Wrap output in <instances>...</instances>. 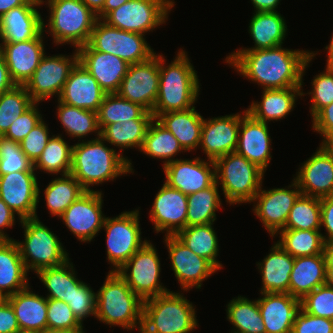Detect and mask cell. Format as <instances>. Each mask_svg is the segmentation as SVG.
<instances>
[{
	"label": "cell",
	"mask_w": 333,
	"mask_h": 333,
	"mask_svg": "<svg viewBox=\"0 0 333 333\" xmlns=\"http://www.w3.org/2000/svg\"><path fill=\"white\" fill-rule=\"evenodd\" d=\"M285 49L282 45L259 50L233 51L225 62L263 89L302 87L303 75L318 53Z\"/></svg>",
	"instance_id": "6da1fadb"
},
{
	"label": "cell",
	"mask_w": 333,
	"mask_h": 333,
	"mask_svg": "<svg viewBox=\"0 0 333 333\" xmlns=\"http://www.w3.org/2000/svg\"><path fill=\"white\" fill-rule=\"evenodd\" d=\"M105 143L100 136L73 145L70 174L86 191L93 190L90 189L92 185L114 181L134 172L131 160Z\"/></svg>",
	"instance_id": "7a4b0ae2"
},
{
	"label": "cell",
	"mask_w": 333,
	"mask_h": 333,
	"mask_svg": "<svg viewBox=\"0 0 333 333\" xmlns=\"http://www.w3.org/2000/svg\"><path fill=\"white\" fill-rule=\"evenodd\" d=\"M165 61L159 54V91L151 112L155 119L169 111L195 107L200 91L198 75L185 50L180 49L169 65Z\"/></svg>",
	"instance_id": "3957f363"
},
{
	"label": "cell",
	"mask_w": 333,
	"mask_h": 333,
	"mask_svg": "<svg viewBox=\"0 0 333 333\" xmlns=\"http://www.w3.org/2000/svg\"><path fill=\"white\" fill-rule=\"evenodd\" d=\"M142 314L143 300L116 271H109L96 292L95 318L110 327L118 326L127 331L137 328L140 332Z\"/></svg>",
	"instance_id": "277c9868"
},
{
	"label": "cell",
	"mask_w": 333,
	"mask_h": 333,
	"mask_svg": "<svg viewBox=\"0 0 333 333\" xmlns=\"http://www.w3.org/2000/svg\"><path fill=\"white\" fill-rule=\"evenodd\" d=\"M196 317L183 293L169 291L143 301L140 333H190L199 325Z\"/></svg>",
	"instance_id": "5b68a950"
},
{
	"label": "cell",
	"mask_w": 333,
	"mask_h": 333,
	"mask_svg": "<svg viewBox=\"0 0 333 333\" xmlns=\"http://www.w3.org/2000/svg\"><path fill=\"white\" fill-rule=\"evenodd\" d=\"M49 7L47 26L55 45L71 44L78 49L88 44L91 32L97 21L95 15L82 0H40Z\"/></svg>",
	"instance_id": "8992f818"
},
{
	"label": "cell",
	"mask_w": 333,
	"mask_h": 333,
	"mask_svg": "<svg viewBox=\"0 0 333 333\" xmlns=\"http://www.w3.org/2000/svg\"><path fill=\"white\" fill-rule=\"evenodd\" d=\"M214 163L216 182L226 202L230 205L251 203L262 187L265 171L237 152L223 155Z\"/></svg>",
	"instance_id": "52a82bcc"
},
{
	"label": "cell",
	"mask_w": 333,
	"mask_h": 333,
	"mask_svg": "<svg viewBox=\"0 0 333 333\" xmlns=\"http://www.w3.org/2000/svg\"><path fill=\"white\" fill-rule=\"evenodd\" d=\"M24 229L23 242L16 241L20 255L28 272L62 265L69 258L58 236L45 226L39 218L19 221Z\"/></svg>",
	"instance_id": "ba28073f"
},
{
	"label": "cell",
	"mask_w": 333,
	"mask_h": 333,
	"mask_svg": "<svg viewBox=\"0 0 333 333\" xmlns=\"http://www.w3.org/2000/svg\"><path fill=\"white\" fill-rule=\"evenodd\" d=\"M145 35L124 31L97 19L88 44L98 52L116 55L129 65L141 63L156 54Z\"/></svg>",
	"instance_id": "9c48e42d"
},
{
	"label": "cell",
	"mask_w": 333,
	"mask_h": 333,
	"mask_svg": "<svg viewBox=\"0 0 333 333\" xmlns=\"http://www.w3.org/2000/svg\"><path fill=\"white\" fill-rule=\"evenodd\" d=\"M174 4L173 0H129L102 20L115 28L144 35L168 20Z\"/></svg>",
	"instance_id": "30bf717a"
},
{
	"label": "cell",
	"mask_w": 333,
	"mask_h": 333,
	"mask_svg": "<svg viewBox=\"0 0 333 333\" xmlns=\"http://www.w3.org/2000/svg\"><path fill=\"white\" fill-rule=\"evenodd\" d=\"M139 218L138 209L105 218L102 229L106 232L107 259L113 265L110 271H117L148 241L142 240Z\"/></svg>",
	"instance_id": "8fae6325"
},
{
	"label": "cell",
	"mask_w": 333,
	"mask_h": 333,
	"mask_svg": "<svg viewBox=\"0 0 333 333\" xmlns=\"http://www.w3.org/2000/svg\"><path fill=\"white\" fill-rule=\"evenodd\" d=\"M156 247L147 241L116 272L143 301L170 291L160 283V259Z\"/></svg>",
	"instance_id": "7c38bea8"
},
{
	"label": "cell",
	"mask_w": 333,
	"mask_h": 333,
	"mask_svg": "<svg viewBox=\"0 0 333 333\" xmlns=\"http://www.w3.org/2000/svg\"><path fill=\"white\" fill-rule=\"evenodd\" d=\"M69 56L62 54L44 55L37 69L24 85L35 103L48 100L55 94L56 97H59L70 71L78 62L77 49L73 55Z\"/></svg>",
	"instance_id": "4fadbf2b"
},
{
	"label": "cell",
	"mask_w": 333,
	"mask_h": 333,
	"mask_svg": "<svg viewBox=\"0 0 333 333\" xmlns=\"http://www.w3.org/2000/svg\"><path fill=\"white\" fill-rule=\"evenodd\" d=\"M102 195L99 190L85 191L59 217L81 242H91L102 230L106 218L102 212Z\"/></svg>",
	"instance_id": "5bb4252c"
},
{
	"label": "cell",
	"mask_w": 333,
	"mask_h": 333,
	"mask_svg": "<svg viewBox=\"0 0 333 333\" xmlns=\"http://www.w3.org/2000/svg\"><path fill=\"white\" fill-rule=\"evenodd\" d=\"M159 80L157 53L144 62L129 65L117 94L152 112L158 96Z\"/></svg>",
	"instance_id": "9a60e30c"
},
{
	"label": "cell",
	"mask_w": 333,
	"mask_h": 333,
	"mask_svg": "<svg viewBox=\"0 0 333 333\" xmlns=\"http://www.w3.org/2000/svg\"><path fill=\"white\" fill-rule=\"evenodd\" d=\"M36 171H18L0 176V198L19 220L37 218L40 188Z\"/></svg>",
	"instance_id": "2e32d148"
},
{
	"label": "cell",
	"mask_w": 333,
	"mask_h": 333,
	"mask_svg": "<svg viewBox=\"0 0 333 333\" xmlns=\"http://www.w3.org/2000/svg\"><path fill=\"white\" fill-rule=\"evenodd\" d=\"M301 194L298 184L293 179L287 189L285 187L262 190L261 187L251 201L255 204L253 205L255 215L272 238L284 229L289 212Z\"/></svg>",
	"instance_id": "e0dca14e"
},
{
	"label": "cell",
	"mask_w": 333,
	"mask_h": 333,
	"mask_svg": "<svg viewBox=\"0 0 333 333\" xmlns=\"http://www.w3.org/2000/svg\"><path fill=\"white\" fill-rule=\"evenodd\" d=\"M164 237L172 270L181 288L186 292L193 287L201 289L202 282L218 270L207 259L192 252L175 235Z\"/></svg>",
	"instance_id": "ac0fdd59"
},
{
	"label": "cell",
	"mask_w": 333,
	"mask_h": 333,
	"mask_svg": "<svg viewBox=\"0 0 333 333\" xmlns=\"http://www.w3.org/2000/svg\"><path fill=\"white\" fill-rule=\"evenodd\" d=\"M162 169L166 176L165 183L186 195L210 187L216 181L214 161L200 157L177 158Z\"/></svg>",
	"instance_id": "d6986e66"
},
{
	"label": "cell",
	"mask_w": 333,
	"mask_h": 333,
	"mask_svg": "<svg viewBox=\"0 0 333 333\" xmlns=\"http://www.w3.org/2000/svg\"><path fill=\"white\" fill-rule=\"evenodd\" d=\"M302 194L324 198L333 195V155L320 144L308 160L302 163L293 178Z\"/></svg>",
	"instance_id": "ffe728a7"
},
{
	"label": "cell",
	"mask_w": 333,
	"mask_h": 333,
	"mask_svg": "<svg viewBox=\"0 0 333 333\" xmlns=\"http://www.w3.org/2000/svg\"><path fill=\"white\" fill-rule=\"evenodd\" d=\"M187 208V195L164 182L155 196L149 216L156 233L176 235L184 229Z\"/></svg>",
	"instance_id": "44dd1931"
},
{
	"label": "cell",
	"mask_w": 333,
	"mask_h": 333,
	"mask_svg": "<svg viewBox=\"0 0 333 333\" xmlns=\"http://www.w3.org/2000/svg\"><path fill=\"white\" fill-rule=\"evenodd\" d=\"M240 122L241 113L203 120L200 149L202 148L208 160L215 161L235 152Z\"/></svg>",
	"instance_id": "7402d4cb"
},
{
	"label": "cell",
	"mask_w": 333,
	"mask_h": 333,
	"mask_svg": "<svg viewBox=\"0 0 333 333\" xmlns=\"http://www.w3.org/2000/svg\"><path fill=\"white\" fill-rule=\"evenodd\" d=\"M44 31L35 39L18 43H0L9 74L15 85L24 86L45 54Z\"/></svg>",
	"instance_id": "603a6c76"
},
{
	"label": "cell",
	"mask_w": 333,
	"mask_h": 333,
	"mask_svg": "<svg viewBox=\"0 0 333 333\" xmlns=\"http://www.w3.org/2000/svg\"><path fill=\"white\" fill-rule=\"evenodd\" d=\"M241 114L239 135L235 152L253 162L266 172L271 161V137L268 123L258 121L246 110Z\"/></svg>",
	"instance_id": "cb8c5ba5"
},
{
	"label": "cell",
	"mask_w": 333,
	"mask_h": 333,
	"mask_svg": "<svg viewBox=\"0 0 333 333\" xmlns=\"http://www.w3.org/2000/svg\"><path fill=\"white\" fill-rule=\"evenodd\" d=\"M78 61L107 93H117L129 64L116 55L98 52L89 44L77 49Z\"/></svg>",
	"instance_id": "d4e9b609"
},
{
	"label": "cell",
	"mask_w": 333,
	"mask_h": 333,
	"mask_svg": "<svg viewBox=\"0 0 333 333\" xmlns=\"http://www.w3.org/2000/svg\"><path fill=\"white\" fill-rule=\"evenodd\" d=\"M106 94L97 80L78 61L57 99L70 106L98 112Z\"/></svg>",
	"instance_id": "484cf974"
},
{
	"label": "cell",
	"mask_w": 333,
	"mask_h": 333,
	"mask_svg": "<svg viewBox=\"0 0 333 333\" xmlns=\"http://www.w3.org/2000/svg\"><path fill=\"white\" fill-rule=\"evenodd\" d=\"M257 299L266 333H291L301 300L289 293H260Z\"/></svg>",
	"instance_id": "4316f807"
},
{
	"label": "cell",
	"mask_w": 333,
	"mask_h": 333,
	"mask_svg": "<svg viewBox=\"0 0 333 333\" xmlns=\"http://www.w3.org/2000/svg\"><path fill=\"white\" fill-rule=\"evenodd\" d=\"M41 5H21L0 17L1 43H18L37 38L43 32Z\"/></svg>",
	"instance_id": "83f0119b"
},
{
	"label": "cell",
	"mask_w": 333,
	"mask_h": 333,
	"mask_svg": "<svg viewBox=\"0 0 333 333\" xmlns=\"http://www.w3.org/2000/svg\"><path fill=\"white\" fill-rule=\"evenodd\" d=\"M293 265L294 257L275 242L262 262H257L263 285L260 293H289Z\"/></svg>",
	"instance_id": "f1b7e54d"
},
{
	"label": "cell",
	"mask_w": 333,
	"mask_h": 333,
	"mask_svg": "<svg viewBox=\"0 0 333 333\" xmlns=\"http://www.w3.org/2000/svg\"><path fill=\"white\" fill-rule=\"evenodd\" d=\"M6 299L15 312L20 331L37 333L47 328L46 297L33 293L27 286Z\"/></svg>",
	"instance_id": "f546056e"
},
{
	"label": "cell",
	"mask_w": 333,
	"mask_h": 333,
	"mask_svg": "<svg viewBox=\"0 0 333 333\" xmlns=\"http://www.w3.org/2000/svg\"><path fill=\"white\" fill-rule=\"evenodd\" d=\"M301 88L263 89L262 100L253 101L246 111L256 120L264 123L280 121L294 109L297 96L306 94Z\"/></svg>",
	"instance_id": "4dcf8cb0"
},
{
	"label": "cell",
	"mask_w": 333,
	"mask_h": 333,
	"mask_svg": "<svg viewBox=\"0 0 333 333\" xmlns=\"http://www.w3.org/2000/svg\"><path fill=\"white\" fill-rule=\"evenodd\" d=\"M326 272L324 253L294 258L290 274L289 294L302 300L317 287L326 284Z\"/></svg>",
	"instance_id": "1f68e13d"
},
{
	"label": "cell",
	"mask_w": 333,
	"mask_h": 333,
	"mask_svg": "<svg viewBox=\"0 0 333 333\" xmlns=\"http://www.w3.org/2000/svg\"><path fill=\"white\" fill-rule=\"evenodd\" d=\"M195 108L169 111L156 118L162 126L175 136L184 152L196 150L197 147H200L204 118Z\"/></svg>",
	"instance_id": "d6a6232c"
},
{
	"label": "cell",
	"mask_w": 333,
	"mask_h": 333,
	"mask_svg": "<svg viewBox=\"0 0 333 333\" xmlns=\"http://www.w3.org/2000/svg\"><path fill=\"white\" fill-rule=\"evenodd\" d=\"M27 273L15 240H0V293L6 298L25 289Z\"/></svg>",
	"instance_id": "836d02e7"
},
{
	"label": "cell",
	"mask_w": 333,
	"mask_h": 333,
	"mask_svg": "<svg viewBox=\"0 0 333 333\" xmlns=\"http://www.w3.org/2000/svg\"><path fill=\"white\" fill-rule=\"evenodd\" d=\"M250 19L249 34L254 47L239 50L269 49L283 45L287 34L284 17L278 11L254 12Z\"/></svg>",
	"instance_id": "e575fe53"
},
{
	"label": "cell",
	"mask_w": 333,
	"mask_h": 333,
	"mask_svg": "<svg viewBox=\"0 0 333 333\" xmlns=\"http://www.w3.org/2000/svg\"><path fill=\"white\" fill-rule=\"evenodd\" d=\"M36 274L49 291L47 299L61 300L66 303L70 302L74 290L83 283L76 278L75 268L70 259L62 265L41 269Z\"/></svg>",
	"instance_id": "d590c367"
},
{
	"label": "cell",
	"mask_w": 333,
	"mask_h": 333,
	"mask_svg": "<svg viewBox=\"0 0 333 333\" xmlns=\"http://www.w3.org/2000/svg\"><path fill=\"white\" fill-rule=\"evenodd\" d=\"M214 223L186 226L175 236L196 255L207 259L217 270L223 268L217 260L219 253L218 237Z\"/></svg>",
	"instance_id": "8d00e7d4"
},
{
	"label": "cell",
	"mask_w": 333,
	"mask_h": 333,
	"mask_svg": "<svg viewBox=\"0 0 333 333\" xmlns=\"http://www.w3.org/2000/svg\"><path fill=\"white\" fill-rule=\"evenodd\" d=\"M100 131L109 124L130 119H154L140 104L121 98L117 93L106 94L97 112Z\"/></svg>",
	"instance_id": "74e56055"
},
{
	"label": "cell",
	"mask_w": 333,
	"mask_h": 333,
	"mask_svg": "<svg viewBox=\"0 0 333 333\" xmlns=\"http://www.w3.org/2000/svg\"><path fill=\"white\" fill-rule=\"evenodd\" d=\"M153 119H130L123 123H112L106 125L101 131L100 136L111 145L122 149L138 148L140 151L149 124Z\"/></svg>",
	"instance_id": "f35d334b"
},
{
	"label": "cell",
	"mask_w": 333,
	"mask_h": 333,
	"mask_svg": "<svg viewBox=\"0 0 333 333\" xmlns=\"http://www.w3.org/2000/svg\"><path fill=\"white\" fill-rule=\"evenodd\" d=\"M226 306L227 320L234 327L231 333H266L257 300L239 295Z\"/></svg>",
	"instance_id": "ab89813d"
},
{
	"label": "cell",
	"mask_w": 333,
	"mask_h": 333,
	"mask_svg": "<svg viewBox=\"0 0 333 333\" xmlns=\"http://www.w3.org/2000/svg\"><path fill=\"white\" fill-rule=\"evenodd\" d=\"M183 151L175 136L154 118L148 126L140 152L154 159L165 160V166L175 160L173 156Z\"/></svg>",
	"instance_id": "60d3db41"
},
{
	"label": "cell",
	"mask_w": 333,
	"mask_h": 333,
	"mask_svg": "<svg viewBox=\"0 0 333 333\" xmlns=\"http://www.w3.org/2000/svg\"><path fill=\"white\" fill-rule=\"evenodd\" d=\"M218 187L215 181L210 187L187 195L186 226L214 223L216 211L222 205Z\"/></svg>",
	"instance_id": "b9f144b4"
},
{
	"label": "cell",
	"mask_w": 333,
	"mask_h": 333,
	"mask_svg": "<svg viewBox=\"0 0 333 333\" xmlns=\"http://www.w3.org/2000/svg\"><path fill=\"white\" fill-rule=\"evenodd\" d=\"M86 190L71 175L54 178L46 186L44 197L47 209L52 216L60 217L64 211Z\"/></svg>",
	"instance_id": "7bdbcfd3"
},
{
	"label": "cell",
	"mask_w": 333,
	"mask_h": 333,
	"mask_svg": "<svg viewBox=\"0 0 333 333\" xmlns=\"http://www.w3.org/2000/svg\"><path fill=\"white\" fill-rule=\"evenodd\" d=\"M57 102V117L70 138L81 139L93 132L97 135L95 138L100 137L97 112Z\"/></svg>",
	"instance_id": "ee69618b"
},
{
	"label": "cell",
	"mask_w": 333,
	"mask_h": 333,
	"mask_svg": "<svg viewBox=\"0 0 333 333\" xmlns=\"http://www.w3.org/2000/svg\"><path fill=\"white\" fill-rule=\"evenodd\" d=\"M62 135H52L41 156L34 163V169L45 173L70 174L72 165V148Z\"/></svg>",
	"instance_id": "f6af8a7d"
},
{
	"label": "cell",
	"mask_w": 333,
	"mask_h": 333,
	"mask_svg": "<svg viewBox=\"0 0 333 333\" xmlns=\"http://www.w3.org/2000/svg\"><path fill=\"white\" fill-rule=\"evenodd\" d=\"M278 234L277 243L294 258L323 254L321 230L283 229Z\"/></svg>",
	"instance_id": "bcb514c9"
},
{
	"label": "cell",
	"mask_w": 333,
	"mask_h": 333,
	"mask_svg": "<svg viewBox=\"0 0 333 333\" xmlns=\"http://www.w3.org/2000/svg\"><path fill=\"white\" fill-rule=\"evenodd\" d=\"M284 229L321 230V199L301 194L289 212Z\"/></svg>",
	"instance_id": "7dc6e473"
},
{
	"label": "cell",
	"mask_w": 333,
	"mask_h": 333,
	"mask_svg": "<svg viewBox=\"0 0 333 333\" xmlns=\"http://www.w3.org/2000/svg\"><path fill=\"white\" fill-rule=\"evenodd\" d=\"M35 102L24 86L16 85L0 95V136H3L10 125Z\"/></svg>",
	"instance_id": "c3c4849f"
},
{
	"label": "cell",
	"mask_w": 333,
	"mask_h": 333,
	"mask_svg": "<svg viewBox=\"0 0 333 333\" xmlns=\"http://www.w3.org/2000/svg\"><path fill=\"white\" fill-rule=\"evenodd\" d=\"M18 171H35L34 163L21 150L20 143L0 136V176Z\"/></svg>",
	"instance_id": "681fc988"
},
{
	"label": "cell",
	"mask_w": 333,
	"mask_h": 333,
	"mask_svg": "<svg viewBox=\"0 0 333 333\" xmlns=\"http://www.w3.org/2000/svg\"><path fill=\"white\" fill-rule=\"evenodd\" d=\"M47 328L68 333L84 331L82 323L73 314L69 305L56 299H47Z\"/></svg>",
	"instance_id": "f907efd6"
},
{
	"label": "cell",
	"mask_w": 333,
	"mask_h": 333,
	"mask_svg": "<svg viewBox=\"0 0 333 333\" xmlns=\"http://www.w3.org/2000/svg\"><path fill=\"white\" fill-rule=\"evenodd\" d=\"M311 81L312 90L307 94L312 95L310 114L313 118L322 108L333 102V67L326 66L324 72L314 76Z\"/></svg>",
	"instance_id": "816d5d0a"
},
{
	"label": "cell",
	"mask_w": 333,
	"mask_h": 333,
	"mask_svg": "<svg viewBox=\"0 0 333 333\" xmlns=\"http://www.w3.org/2000/svg\"><path fill=\"white\" fill-rule=\"evenodd\" d=\"M301 308L310 315L333 320V287H317L301 300Z\"/></svg>",
	"instance_id": "f5cc1de1"
},
{
	"label": "cell",
	"mask_w": 333,
	"mask_h": 333,
	"mask_svg": "<svg viewBox=\"0 0 333 333\" xmlns=\"http://www.w3.org/2000/svg\"><path fill=\"white\" fill-rule=\"evenodd\" d=\"M73 314L83 324L84 319L96 314V293L92 288L83 282L76 290L70 300L67 302Z\"/></svg>",
	"instance_id": "db71d44e"
},
{
	"label": "cell",
	"mask_w": 333,
	"mask_h": 333,
	"mask_svg": "<svg viewBox=\"0 0 333 333\" xmlns=\"http://www.w3.org/2000/svg\"><path fill=\"white\" fill-rule=\"evenodd\" d=\"M48 125L42 119L20 142L21 150L35 163L50 140Z\"/></svg>",
	"instance_id": "11a10c76"
},
{
	"label": "cell",
	"mask_w": 333,
	"mask_h": 333,
	"mask_svg": "<svg viewBox=\"0 0 333 333\" xmlns=\"http://www.w3.org/2000/svg\"><path fill=\"white\" fill-rule=\"evenodd\" d=\"M38 105L39 103H34L28 110L13 121L3 136L20 143L33 127L43 119L38 110L39 108H37Z\"/></svg>",
	"instance_id": "9f6ffc18"
},
{
	"label": "cell",
	"mask_w": 333,
	"mask_h": 333,
	"mask_svg": "<svg viewBox=\"0 0 333 333\" xmlns=\"http://www.w3.org/2000/svg\"><path fill=\"white\" fill-rule=\"evenodd\" d=\"M291 333H333V320L298 311Z\"/></svg>",
	"instance_id": "6f0895ef"
},
{
	"label": "cell",
	"mask_w": 333,
	"mask_h": 333,
	"mask_svg": "<svg viewBox=\"0 0 333 333\" xmlns=\"http://www.w3.org/2000/svg\"><path fill=\"white\" fill-rule=\"evenodd\" d=\"M312 128L322 136V144L333 135V102L312 118Z\"/></svg>",
	"instance_id": "680465c9"
},
{
	"label": "cell",
	"mask_w": 333,
	"mask_h": 333,
	"mask_svg": "<svg viewBox=\"0 0 333 333\" xmlns=\"http://www.w3.org/2000/svg\"><path fill=\"white\" fill-rule=\"evenodd\" d=\"M20 331L15 312L7 299L0 303V333Z\"/></svg>",
	"instance_id": "91938a15"
},
{
	"label": "cell",
	"mask_w": 333,
	"mask_h": 333,
	"mask_svg": "<svg viewBox=\"0 0 333 333\" xmlns=\"http://www.w3.org/2000/svg\"><path fill=\"white\" fill-rule=\"evenodd\" d=\"M327 231L323 234L324 242L333 241V195L321 198V227Z\"/></svg>",
	"instance_id": "94428289"
},
{
	"label": "cell",
	"mask_w": 333,
	"mask_h": 333,
	"mask_svg": "<svg viewBox=\"0 0 333 333\" xmlns=\"http://www.w3.org/2000/svg\"><path fill=\"white\" fill-rule=\"evenodd\" d=\"M15 214L0 198V240H15L8 237L7 233L4 232L7 228H12L15 225Z\"/></svg>",
	"instance_id": "6125c7cd"
},
{
	"label": "cell",
	"mask_w": 333,
	"mask_h": 333,
	"mask_svg": "<svg viewBox=\"0 0 333 333\" xmlns=\"http://www.w3.org/2000/svg\"><path fill=\"white\" fill-rule=\"evenodd\" d=\"M16 85L12 81L3 55L0 53V95L11 90Z\"/></svg>",
	"instance_id": "be15d7a7"
},
{
	"label": "cell",
	"mask_w": 333,
	"mask_h": 333,
	"mask_svg": "<svg viewBox=\"0 0 333 333\" xmlns=\"http://www.w3.org/2000/svg\"><path fill=\"white\" fill-rule=\"evenodd\" d=\"M21 5H42L40 0H0V17Z\"/></svg>",
	"instance_id": "e7e4bbea"
},
{
	"label": "cell",
	"mask_w": 333,
	"mask_h": 333,
	"mask_svg": "<svg viewBox=\"0 0 333 333\" xmlns=\"http://www.w3.org/2000/svg\"><path fill=\"white\" fill-rule=\"evenodd\" d=\"M281 0H251L255 12L277 11Z\"/></svg>",
	"instance_id": "03108f58"
},
{
	"label": "cell",
	"mask_w": 333,
	"mask_h": 333,
	"mask_svg": "<svg viewBox=\"0 0 333 333\" xmlns=\"http://www.w3.org/2000/svg\"><path fill=\"white\" fill-rule=\"evenodd\" d=\"M129 0H106L103 10L97 15L98 19H103L110 11L117 9Z\"/></svg>",
	"instance_id": "003e7915"
},
{
	"label": "cell",
	"mask_w": 333,
	"mask_h": 333,
	"mask_svg": "<svg viewBox=\"0 0 333 333\" xmlns=\"http://www.w3.org/2000/svg\"><path fill=\"white\" fill-rule=\"evenodd\" d=\"M82 1L95 15H98L103 10L106 0H82Z\"/></svg>",
	"instance_id": "a7ac6f4b"
},
{
	"label": "cell",
	"mask_w": 333,
	"mask_h": 333,
	"mask_svg": "<svg viewBox=\"0 0 333 333\" xmlns=\"http://www.w3.org/2000/svg\"><path fill=\"white\" fill-rule=\"evenodd\" d=\"M323 253L326 259V266L333 267V241L324 242Z\"/></svg>",
	"instance_id": "89a4df30"
},
{
	"label": "cell",
	"mask_w": 333,
	"mask_h": 333,
	"mask_svg": "<svg viewBox=\"0 0 333 333\" xmlns=\"http://www.w3.org/2000/svg\"><path fill=\"white\" fill-rule=\"evenodd\" d=\"M327 50V65L329 67H333V34L330 39V43L325 47Z\"/></svg>",
	"instance_id": "2644e50d"
},
{
	"label": "cell",
	"mask_w": 333,
	"mask_h": 333,
	"mask_svg": "<svg viewBox=\"0 0 333 333\" xmlns=\"http://www.w3.org/2000/svg\"><path fill=\"white\" fill-rule=\"evenodd\" d=\"M326 284L333 287V267H327Z\"/></svg>",
	"instance_id": "8c879c8a"
},
{
	"label": "cell",
	"mask_w": 333,
	"mask_h": 333,
	"mask_svg": "<svg viewBox=\"0 0 333 333\" xmlns=\"http://www.w3.org/2000/svg\"><path fill=\"white\" fill-rule=\"evenodd\" d=\"M323 144L333 155V135L330 136Z\"/></svg>",
	"instance_id": "753ad0ef"
},
{
	"label": "cell",
	"mask_w": 333,
	"mask_h": 333,
	"mask_svg": "<svg viewBox=\"0 0 333 333\" xmlns=\"http://www.w3.org/2000/svg\"><path fill=\"white\" fill-rule=\"evenodd\" d=\"M37 333H68V332H65V331H62V330H55V329H49V328H46L40 332H37Z\"/></svg>",
	"instance_id": "34e18365"
},
{
	"label": "cell",
	"mask_w": 333,
	"mask_h": 333,
	"mask_svg": "<svg viewBox=\"0 0 333 333\" xmlns=\"http://www.w3.org/2000/svg\"><path fill=\"white\" fill-rule=\"evenodd\" d=\"M4 299H6L5 296H4L3 294L0 293V303H1Z\"/></svg>",
	"instance_id": "11e5206c"
},
{
	"label": "cell",
	"mask_w": 333,
	"mask_h": 333,
	"mask_svg": "<svg viewBox=\"0 0 333 333\" xmlns=\"http://www.w3.org/2000/svg\"><path fill=\"white\" fill-rule=\"evenodd\" d=\"M17 333H35V332L19 331Z\"/></svg>",
	"instance_id": "2a66077c"
}]
</instances>
